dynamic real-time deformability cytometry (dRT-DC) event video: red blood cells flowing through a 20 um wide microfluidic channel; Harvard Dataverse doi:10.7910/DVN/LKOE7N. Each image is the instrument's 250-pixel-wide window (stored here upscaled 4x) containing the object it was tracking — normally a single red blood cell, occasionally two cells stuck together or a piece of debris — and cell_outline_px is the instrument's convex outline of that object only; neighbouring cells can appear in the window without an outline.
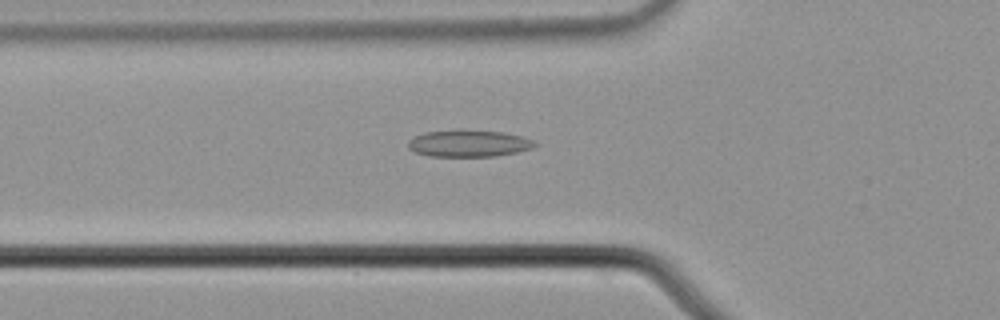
{"species": "common noctule bat (a hibernating species)", "species_latin": "Nyctalus noctula", "temperature_condition": "cold", "stored_images_in_passage": 55, "camera_frame_rate_fps": 3000, "um_per_image_px": 0.085, "animal": {"sex": "male", "body_mass_g": 21.5, "forearm_length_mm": 52.0}, "frame": {"image": 1, "passage_image": 20, "time_ms": 6.333, "image_size_px": [1000, 320], "cell_outline_px": [[536, 144], [532, 148], [516, 152], [496, 156], [428, 156], [416, 152], [408, 148], [408, 140], [412, 136], [424, 132], [504, 132], [520, 136], [532, 140]], "centroid_in_image_um": [39.8, 12.22], "position_along_channel_um": 86.0, "area_um2": 19.02}}
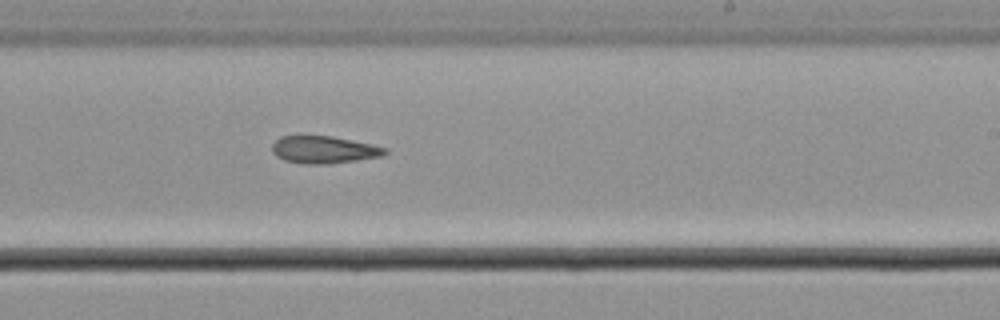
{"frame": {"image": 2, "passage_image": 34, "time_ms": 11.0, "image_size_px": [1000, 320], "cell_outline_px": [[388, 152], [380, 156], [356, 160], [328, 164], [304, 164], [284, 160], [276, 156], [272, 152], [272, 144], [280, 136], [332, 136], [372, 144], [388, 148]], "centroid_in_image_um": [27.52, 12.72], "position_along_channel_um": 261.5, "area_um2": 17.98}}
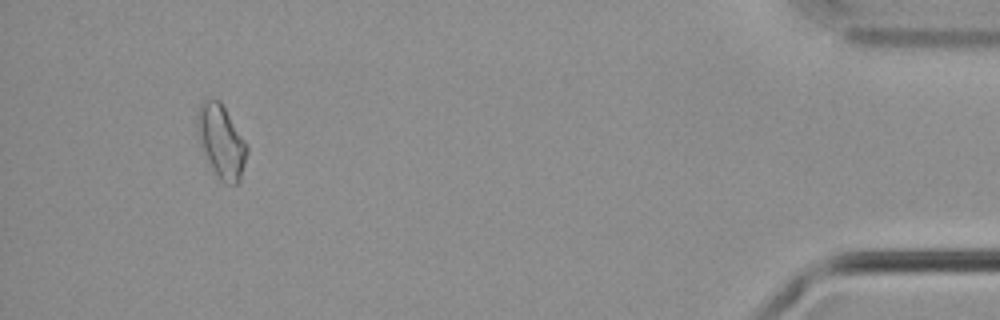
{"frame": {"image": 3, "passage_image": 52, "time_ms": 17.0, "image_size_px": [1000, 320], "cell_outline_px": [[248, 152], [240, 180], [236, 184], [224, 184], [220, 180], [200, 140], [196, 128], [196, 112], [200, 104], [204, 100], [220, 100], [244, 140], [248, 148]], "centroid_in_image_um": [18.82, 11.99], "position_along_channel_um": 416.4, "area_um2": 20.46}}